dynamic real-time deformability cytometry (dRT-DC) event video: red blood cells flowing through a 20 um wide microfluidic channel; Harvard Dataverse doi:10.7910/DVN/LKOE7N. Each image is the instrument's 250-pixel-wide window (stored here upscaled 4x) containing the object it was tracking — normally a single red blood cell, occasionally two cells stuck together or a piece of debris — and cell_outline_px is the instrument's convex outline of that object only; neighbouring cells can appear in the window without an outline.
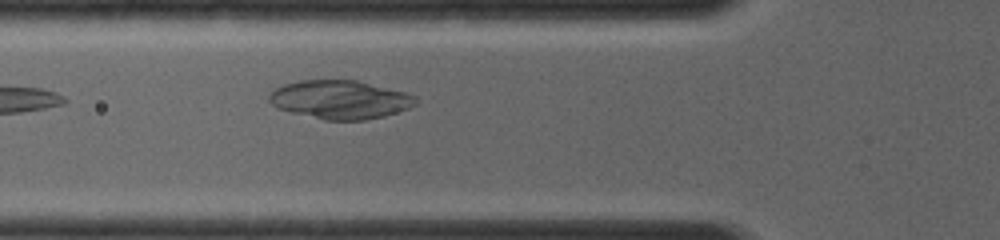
{"species": "common noctule bat (a hibernating species)", "species_latin": "Nyctalus noctula", "temperature_condition": "room temperature", "stored_images_in_passage": 2, "camera_frame_rate_fps": 4000, "um_per_image_px": 0.085, "animal": {"sex": "female", "body_mass_g": 19.0, "forearm_length_mm": 56.7}, "frame": {"image": 1, "passage_image": 2, "time_ms": 1.25, "image_size_px": [1000, 240], "cell_outline_px": [[416, 104], [408, 108], [384, 116], [364, 120], [324, 120], [276, 108], [268, 100], [268, 96], [276, 88], [284, 84], [300, 80], [356, 80], [404, 92], [416, 96]], "centroid_in_image_um": [28.88, 8.47], "position_along_channel_um": 96.9, "area_um2": 32.71}}